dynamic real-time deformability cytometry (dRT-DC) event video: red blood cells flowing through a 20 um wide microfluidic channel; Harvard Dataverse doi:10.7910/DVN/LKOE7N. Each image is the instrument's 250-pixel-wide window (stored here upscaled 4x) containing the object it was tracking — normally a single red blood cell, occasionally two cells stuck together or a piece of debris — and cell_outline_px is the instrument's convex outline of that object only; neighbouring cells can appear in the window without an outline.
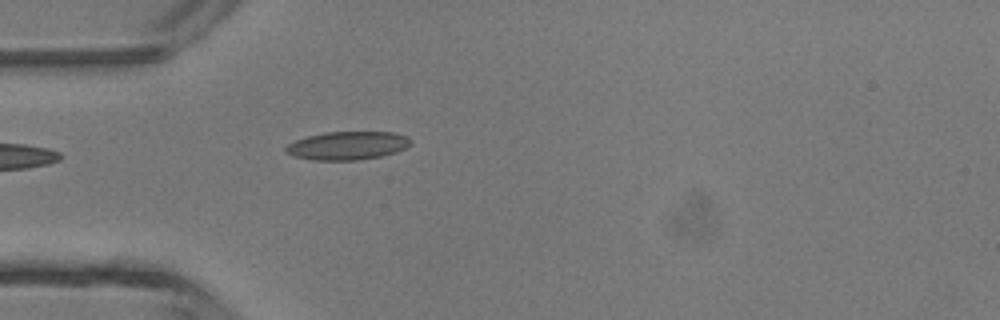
{"species": "common noctule bat (a hibernating species)", "species_latin": "Nyctalus noctula", "temperature_condition": "room temperature", "stored_images_in_passage": 1, "camera_frame_rate_fps": 3000, "um_per_image_px": 0.085, "animal": {"sex": "male", "body_mass_g": 13.3}, "frame": {"image": 1, "passage_image": 1, "time_ms": 0.0, "image_size_px": [1000, 320], "cell_outline_px": [[412, 144], [396, 152], [380, 156], [360, 160], [312, 160], [292, 156], [284, 152], [284, 148], [288, 144], [296, 140], [308, 136], [324, 132], [392, 132], [408, 136], [412, 140]], "centroid_in_image_um": [29.53, 12.38], "position_along_channel_um": 55.5, "area_um2": 20.75}}